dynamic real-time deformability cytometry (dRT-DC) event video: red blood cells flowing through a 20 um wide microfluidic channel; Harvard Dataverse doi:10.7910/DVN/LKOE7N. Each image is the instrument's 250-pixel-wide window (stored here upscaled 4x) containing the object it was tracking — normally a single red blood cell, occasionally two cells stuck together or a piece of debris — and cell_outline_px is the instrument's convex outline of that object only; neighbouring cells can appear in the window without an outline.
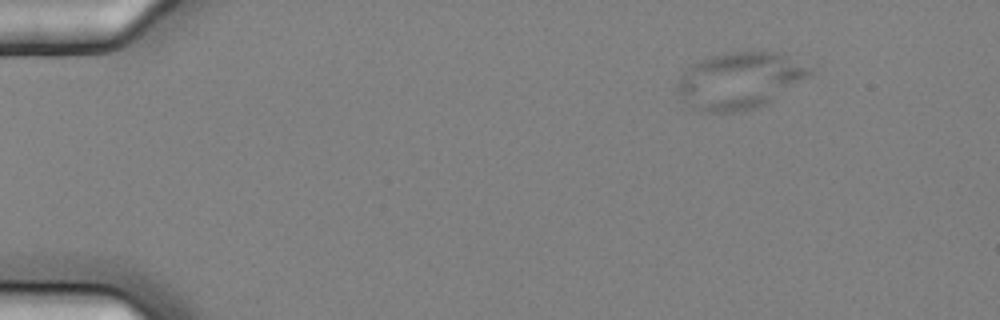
{"species": "common noctule bat (a hibernating species)", "species_latin": "Nyctalus noctula", "temperature_condition": "cold", "stored_images_in_passage": 6, "camera_frame_rate_fps": 3000, "um_per_image_px": 0.085, "animal": {"sex": "female", "body_mass_g": 25.1}, "frame": {"image": 1, "passage_image": 3, "time_ms": 0.667, "image_size_px": [1000, 320], "cell_outline_px": [[812, 76], [768, 104], [740, 112], [708, 112], [692, 108], [680, 100], [676, 92], [676, 84], [680, 76], [688, 64], [712, 56], [728, 52], [784, 52], [812, 68]], "centroid_in_image_um": [62.87, 6.85], "position_along_channel_um": 22.1, "area_um2": 44.68}}
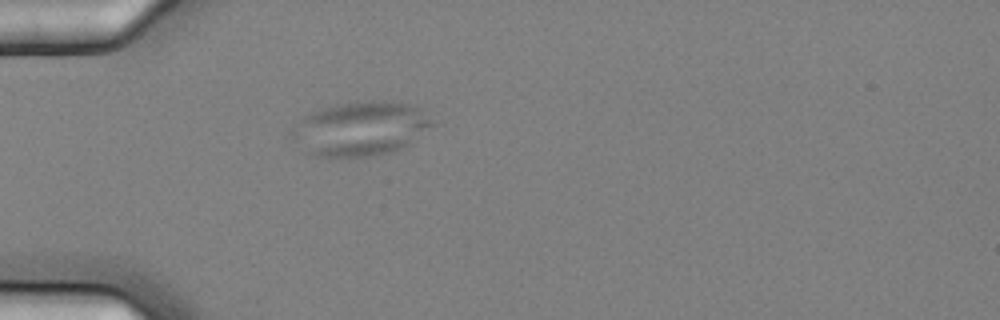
{"frame": {"image": 2, "passage_image": 6, "time_ms": 1.667, "image_size_px": [1000, 320], "cell_outline_px": [[436, 124], [404, 144], [388, 152], [368, 156], [316, 156], [308, 152], [288, 132], [308, 112], [336, 104], [356, 100], [384, 100], [408, 104], [420, 108]], "centroid_in_image_um": [30.6, 10.88], "position_along_channel_um": 54.4, "area_um2": 43.64}}